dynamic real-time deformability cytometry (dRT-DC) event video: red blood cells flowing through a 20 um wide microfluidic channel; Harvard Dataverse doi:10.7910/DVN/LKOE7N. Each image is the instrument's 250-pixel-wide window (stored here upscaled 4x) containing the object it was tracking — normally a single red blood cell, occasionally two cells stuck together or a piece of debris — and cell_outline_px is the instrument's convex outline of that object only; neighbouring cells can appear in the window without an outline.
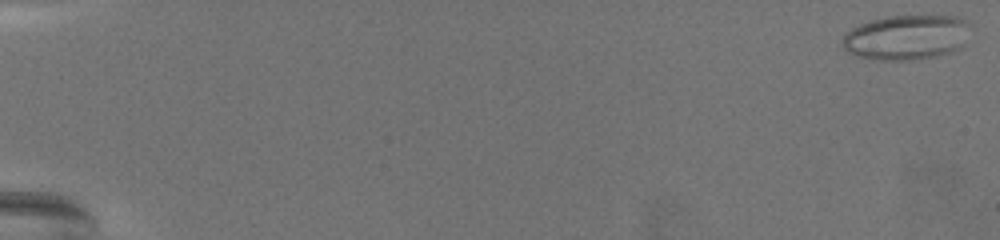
{"species": "common noctule bat (a hibernating species)", "species_latin": "Nyctalus noctula", "temperature_condition": "warm", "stored_images_in_passage": 73, "camera_frame_rate_fps": 3000, "um_per_image_px": 0.085, "animal": {"sex": "female", "body_mass_g": 19.5, "forearm_length_mm": 54.1}, "frame": {"image": 1, "passage_image": 2, "time_ms": 0.333, "image_size_px": [1000, 240], "cell_outline_px": [[972, 24], [964, 44], [960, 48], [936, 56], [912, 60], [876, 60], [860, 56], [848, 52], [844, 48], [844, 36], [852, 28], [860, 24], [872, 20], [888, 16], [956, 16], [968, 20]], "centroid_in_image_um": [77.11, 3.16], "position_along_channel_um": 7.9, "area_um2": 33.41}}
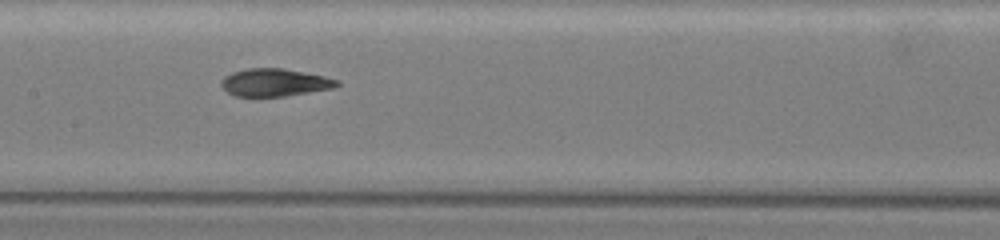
{"frame": {"image": 2, "passage_image": 40, "time_ms": 13.0, "image_size_px": [1000, 240], "cell_outline_px": [[340, 84], [332, 88], [284, 96], [236, 96], [228, 92], [220, 84], [220, 80], [224, 76], [232, 72], [248, 68], [284, 68], [324, 76], [340, 80]], "centroid_in_image_um": [23.33, 7.0], "position_along_channel_um": 184.1, "area_um2": 18.55}}
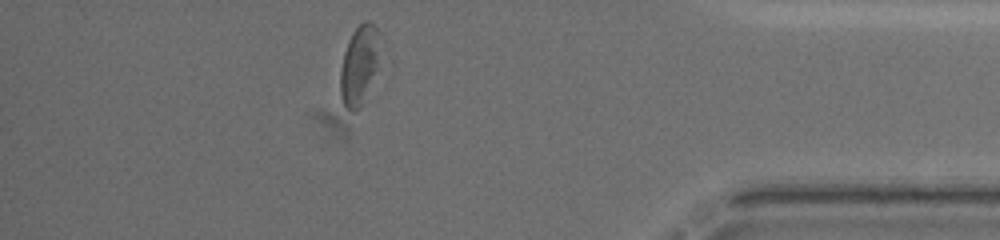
{"frame": {"image": 3, "passage_image": 65, "time_ms": 21.333, "image_size_px": [1000, 240], "cell_outline_px": [[392, 80], [376, 96], [356, 112], [352, 112], [344, 108], [340, 92], [340, 68], [344, 52], [348, 40], [352, 32], [364, 20], [368, 20], [376, 28], [392, 60]], "centroid_in_image_um": [30.95, 5.73], "position_along_channel_um": 404.3, "area_um2": 24.28}, "authors_computed_cell_mechanics": {"area_um2": 20.519, "velocity_mm_per_s": 3.0161, "shape_relaxation_time_tau1_ms": 5.4075, "shape_relaxation_time_tau2_ms": 3.4842, "deformation_change_tau1": 0.1517, "deformation_change_tau2": 0.1332}}